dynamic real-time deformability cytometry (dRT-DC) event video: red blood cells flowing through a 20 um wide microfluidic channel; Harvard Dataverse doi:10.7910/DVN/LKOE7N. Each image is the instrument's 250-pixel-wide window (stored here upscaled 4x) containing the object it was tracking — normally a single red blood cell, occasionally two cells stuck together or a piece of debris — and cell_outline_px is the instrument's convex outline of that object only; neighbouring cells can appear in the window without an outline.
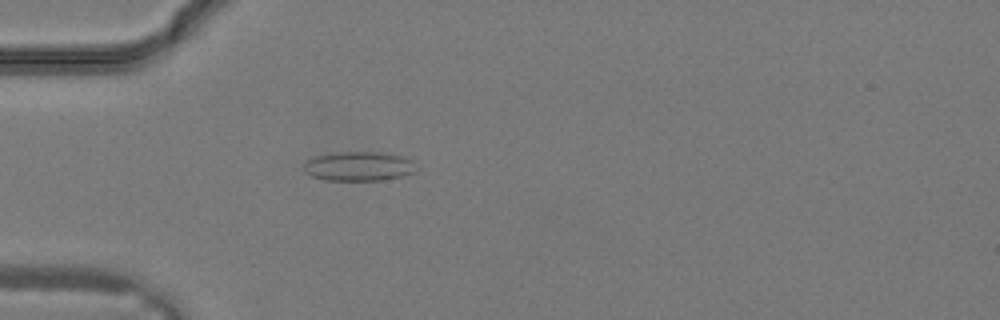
{"species": "common noctule bat (a hibernating species)", "species_latin": "Nyctalus noctula", "temperature_condition": "warm", "stored_images_in_passage": 9, "camera_frame_rate_fps": 3000, "um_per_image_px": 0.085, "animal": {"sex": "male", "body_mass_g": 19.2, "forearm_length_mm": 51.8}, "frame": {"image": 1, "passage_image": 1, "time_ms": 0.0, "image_size_px": [1000, 320], "cell_outline_px": [[416, 172], [404, 176], [384, 180], [324, 180], [312, 176], [304, 172], [304, 164], [312, 156], [340, 152], [380, 152], [404, 156], [412, 160]], "centroid_in_image_um": [30.5, 14.13], "position_along_channel_um": 54.5, "area_um2": 19.36}}
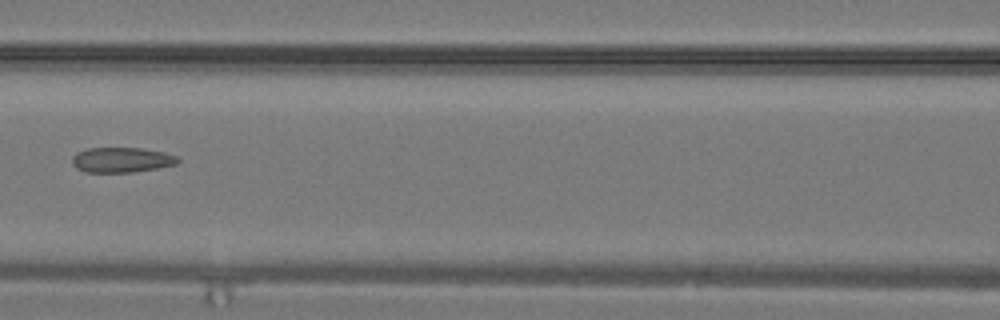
{"frame": {"image": 2, "passage_image": 6, "time_ms": 1.667, "image_size_px": [1000, 320], "cell_outline_px": [[180, 160], [176, 164], [156, 168], [132, 172], [84, 172], [76, 168], [72, 164], [72, 156], [76, 152], [88, 148], [140, 148], [164, 152], [176, 156]], "centroid_in_image_um": [10.29, 13.59], "position_along_channel_um": 156.3, "area_um2": 15.43}}
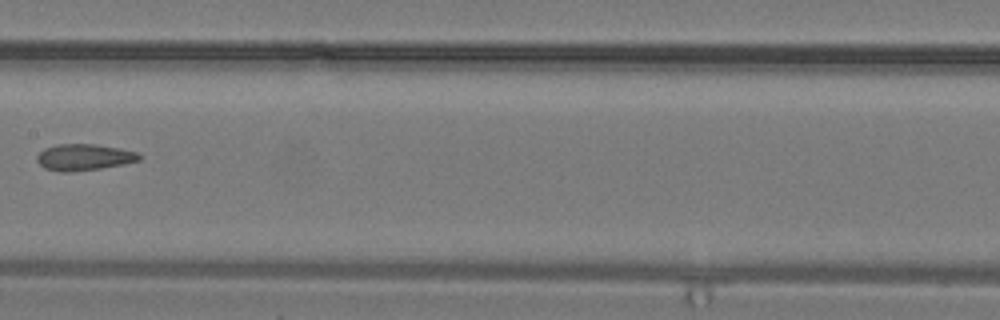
{"frame": {"image": 3, "passage_image": 8, "time_ms": 2.333, "image_size_px": [1000, 320], "cell_outline_px": [[140, 160], [124, 164], [100, 168], [68, 172], [60, 172], [44, 168], [36, 160], [36, 156], [44, 148], [56, 144], [92, 144], [120, 148], [136, 152], [140, 156]], "centroid_in_image_um": [7.1, 13.36], "position_along_channel_um": 200.3, "area_um2": 15.66}}